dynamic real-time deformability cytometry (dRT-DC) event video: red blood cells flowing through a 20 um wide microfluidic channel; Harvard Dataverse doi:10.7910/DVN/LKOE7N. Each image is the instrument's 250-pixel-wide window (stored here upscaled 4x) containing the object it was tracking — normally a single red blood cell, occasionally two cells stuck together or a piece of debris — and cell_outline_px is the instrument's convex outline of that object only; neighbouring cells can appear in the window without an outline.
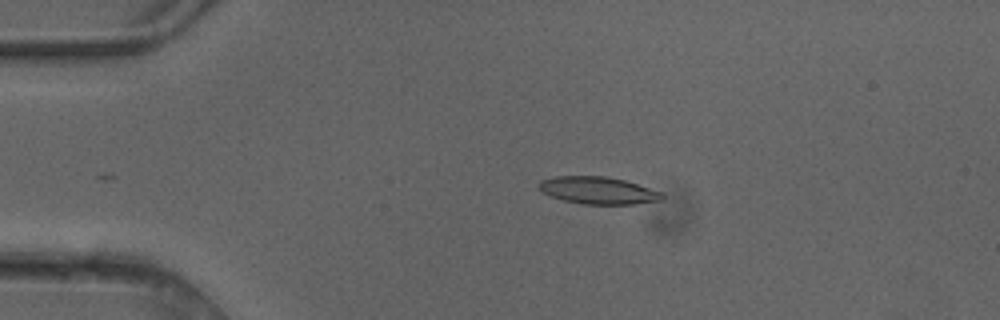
{"species": "common noctule bat (a hibernating species)", "species_latin": "Nyctalus noctula", "temperature_condition": "cold", "stored_images_in_passage": 2, "camera_frame_rate_fps": 3000, "um_per_image_px": 0.085, "animal": {"sex": "female"}, "frame": {"image": 1, "passage_image": 1, "time_ms": 0.0, "image_size_px": [1000, 320], "cell_outline_px": [[664, 200], [632, 204], [580, 204], [548, 196], [540, 192], [540, 180], [556, 176], [604, 176], [624, 180], [664, 192]], "centroid_in_image_um": [50.85, 16.19], "position_along_channel_um": 34.2, "area_um2": 19.71}}